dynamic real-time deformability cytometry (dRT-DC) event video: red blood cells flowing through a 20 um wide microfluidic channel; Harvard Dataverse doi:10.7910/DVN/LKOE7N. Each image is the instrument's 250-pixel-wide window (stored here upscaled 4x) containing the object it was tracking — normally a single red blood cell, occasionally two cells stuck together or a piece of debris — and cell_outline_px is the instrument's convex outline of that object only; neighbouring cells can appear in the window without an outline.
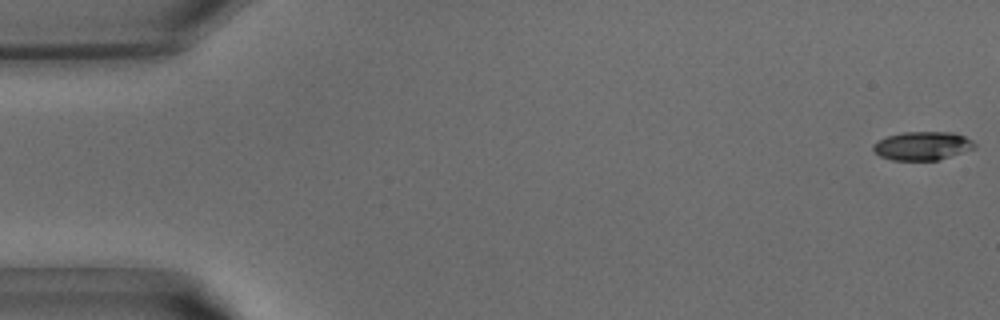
{"species": "common noctule bat (a hibernating species)", "species_latin": "Nyctalus noctula", "temperature_condition": "warm", "stored_images_in_passage": 40, "camera_frame_rate_fps": 3000, "um_per_image_px": 0.085, "animal": {"sex": "male", "body_mass_g": 15.6}, "frame": {"image": 1, "passage_image": 1, "time_ms": 0.0, "image_size_px": [1000, 320], "cell_outline_px": [[976, 148], [940, 160], [892, 160], [880, 156], [872, 148], [872, 144], [888, 136], [904, 132], [952, 132], [964, 136], [972, 140], [976, 144]], "centroid_in_image_um": [78.44, 12.4], "position_along_channel_um": 6.6, "area_um2": 16.88}}
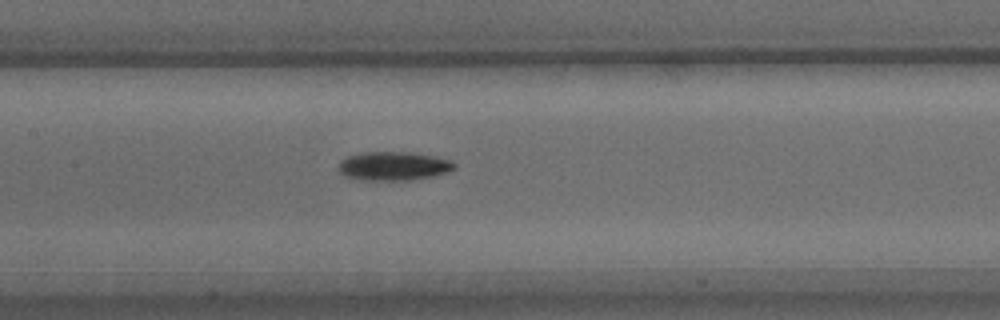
{"frame": {"image": 2, "passage_image": 19, "time_ms": 6.0, "image_size_px": [1000, 320], "cell_outline_px": [[456, 168], [448, 172], [432, 176], [412, 180], [360, 180], [344, 176], [336, 168], [336, 164], [340, 160], [348, 156], [364, 152], [408, 152], [432, 156], [452, 160], [456, 164]], "centroid_in_image_um": [33.41, 14.12], "position_along_channel_um": 174.0, "area_um2": 19.65}}
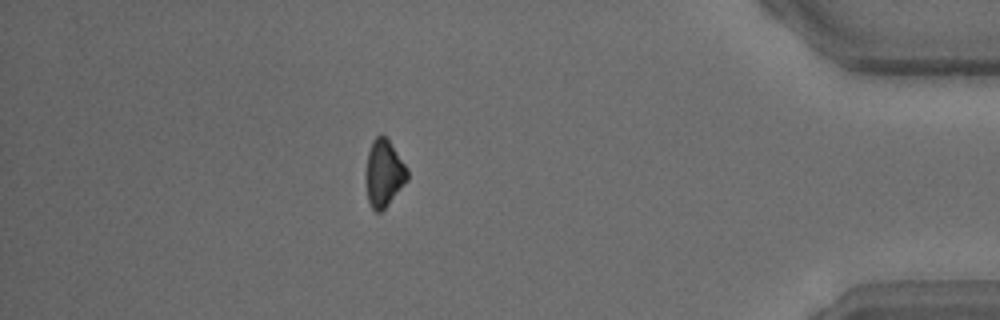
{"frame": {"image": 3, "passage_image": 35, "time_ms": 11.333, "image_size_px": [1000, 320], "cell_outline_px": [[408, 180], [388, 204], [380, 212], [376, 212], [372, 208], [368, 200], [364, 180], [364, 176], [368, 152], [372, 140], [380, 132], [388, 140], [408, 168]], "centroid_in_image_um": [32.6, 14.72], "position_along_channel_um": 402.6, "area_um2": 16.42}}